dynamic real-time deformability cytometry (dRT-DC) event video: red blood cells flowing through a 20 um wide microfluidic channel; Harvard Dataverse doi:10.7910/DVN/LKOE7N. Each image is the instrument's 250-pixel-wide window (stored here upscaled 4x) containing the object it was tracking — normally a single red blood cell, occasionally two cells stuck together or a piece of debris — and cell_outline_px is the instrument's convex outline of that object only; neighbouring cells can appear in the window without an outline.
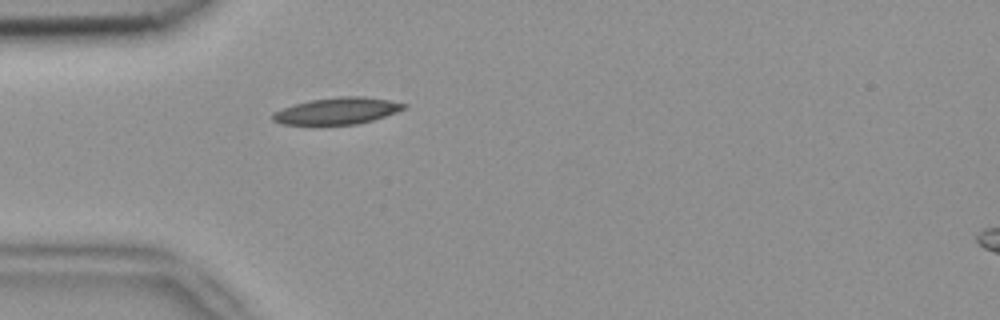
{"species": "common noctule bat (a hibernating species)", "species_latin": "Nyctalus noctula", "temperature_condition": "room temperature", "stored_images_in_passage": 1, "camera_frame_rate_fps": 3000, "um_per_image_px": 0.085, "animal": {"sex": "female", "body_mass_g": 18.4}, "frame": {"image": 1, "passage_image": 1, "time_ms": 0.0, "image_size_px": [1000, 320], "cell_outline_px": [[408, 108], [372, 120], [356, 124], [316, 128], [280, 124], [272, 120], [272, 112], [296, 104], [312, 100], [340, 96], [364, 96], [388, 100], [408, 104]], "centroid_in_image_um": [28.6, 9.48], "position_along_channel_um": 56.4, "area_um2": 21.27}}